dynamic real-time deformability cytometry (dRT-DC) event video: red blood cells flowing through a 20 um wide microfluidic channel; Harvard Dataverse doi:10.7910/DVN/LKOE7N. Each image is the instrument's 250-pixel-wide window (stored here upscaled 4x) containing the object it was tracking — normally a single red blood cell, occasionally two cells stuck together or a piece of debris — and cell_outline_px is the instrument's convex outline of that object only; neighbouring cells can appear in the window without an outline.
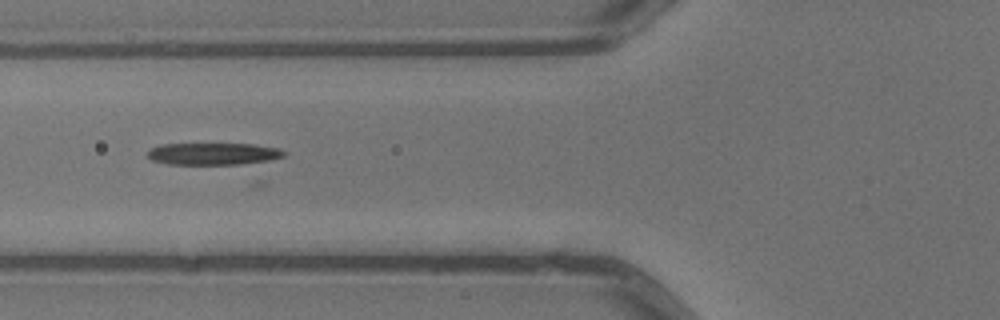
{"species": "common noctule bat (a hibernating species)", "species_latin": "Nyctalus noctula", "temperature_condition": "warm", "stored_images_in_passage": 6, "camera_frame_rate_fps": 3000, "um_per_image_px": 0.085, "animal": {"sex": "male", "body_mass_g": 13.3}, "frame": {"image": 1, "passage_image": 5, "time_ms": 1.333, "image_size_px": [1000, 320], "cell_outline_px": [[288, 152], [284, 156], [260, 164], [168, 164], [152, 160], [148, 156], [148, 152], [152, 148], [160, 144], [252, 144], [276, 148]], "centroid_in_image_um": [18.21, 13.09], "position_along_channel_um": 107.6, "area_um2": 17.69}}